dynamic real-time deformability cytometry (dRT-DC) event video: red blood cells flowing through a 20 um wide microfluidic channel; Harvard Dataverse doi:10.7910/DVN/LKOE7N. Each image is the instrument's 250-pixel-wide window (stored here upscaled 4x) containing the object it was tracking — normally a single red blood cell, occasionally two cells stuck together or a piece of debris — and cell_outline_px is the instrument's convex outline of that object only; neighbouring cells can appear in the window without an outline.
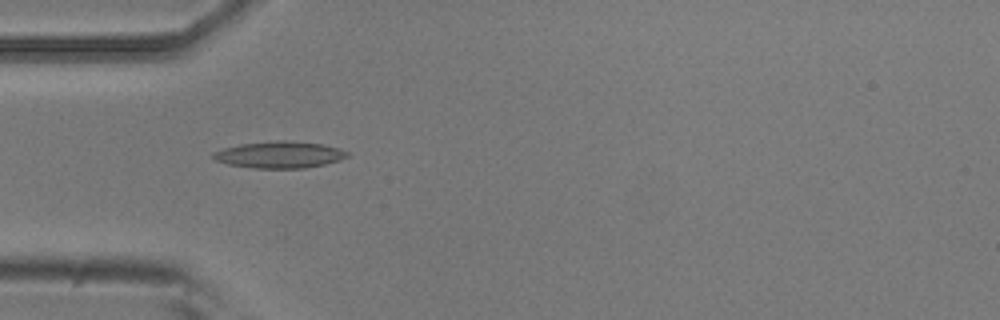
{"species": "common noctule bat (a hibernating species)", "species_latin": "Nyctalus noctula", "temperature_condition": "room temperature", "stored_images_in_passage": 4, "camera_frame_rate_fps": 3000, "um_per_image_px": 0.085, "animal": {"sex": "male", "body_mass_g": 20.5, "forearm_length_mm": 52.5}, "frame": {"image": 1, "passage_image": 3, "time_ms": 2.333, "image_size_px": [1000, 320], "cell_outline_px": [[348, 156], [340, 160], [324, 164], [304, 168], [252, 168], [228, 164], [216, 160], [212, 156], [212, 152], [224, 148], [240, 144], [276, 140], [284, 140], [320, 144], [340, 148], [348, 152]], "centroid_in_image_um": [23.75, 13.15], "position_along_channel_um": 61.3, "area_um2": 20.75}}
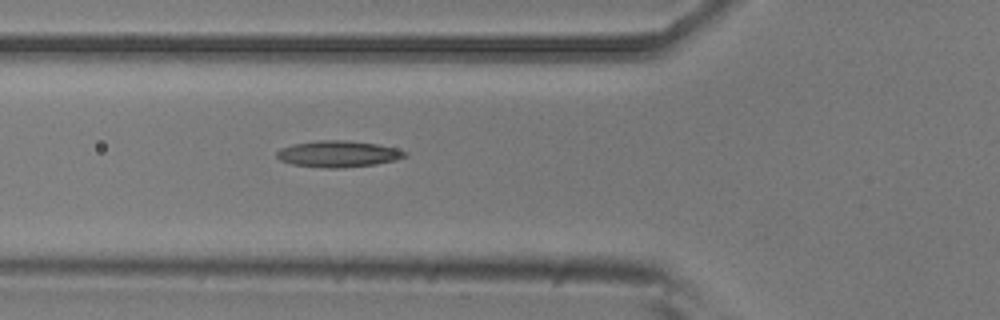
{"frame": {"image": 2, "passage_image": 4, "time_ms": 3.333, "image_size_px": [1000, 320], "cell_outline_px": [[408, 156], [396, 160], [376, 164], [344, 168], [324, 168], [292, 164], [280, 160], [276, 156], [276, 152], [280, 148], [292, 144], [320, 140], [344, 140], [376, 144], [396, 148], [408, 152]], "centroid_in_image_um": [28.75, 13.09], "position_along_channel_um": 97.0, "area_um2": 19.83}}